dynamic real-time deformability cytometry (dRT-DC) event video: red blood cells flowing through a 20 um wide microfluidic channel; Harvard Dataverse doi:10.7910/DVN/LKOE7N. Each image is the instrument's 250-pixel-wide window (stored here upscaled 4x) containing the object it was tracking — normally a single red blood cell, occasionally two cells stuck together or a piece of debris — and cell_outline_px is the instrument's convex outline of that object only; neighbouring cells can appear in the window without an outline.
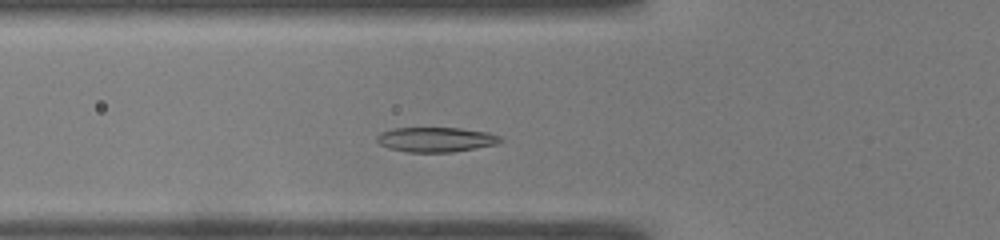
{"species": "common noctule bat (a hibernating species)", "species_latin": "Nyctalus noctula", "temperature_condition": "warm", "stored_images_in_passage": 42, "camera_frame_rate_fps": 3000, "um_per_image_px": 0.085, "animal": {"sex": "male", "body_mass_g": 19.0, "forearm_length_mm": 50.8}, "frame": {"image": 1, "passage_image": 8, "time_ms": 2.333, "image_size_px": [1000, 240], "cell_outline_px": [[504, 140], [496, 144], [452, 152], [408, 152], [388, 148], [380, 144], [376, 140], [376, 136], [380, 132], [392, 128], [460, 128], [488, 132], [500, 136]], "centroid_in_image_um": [37.03, 11.85], "position_along_channel_um": 88.8, "area_um2": 17.86}}
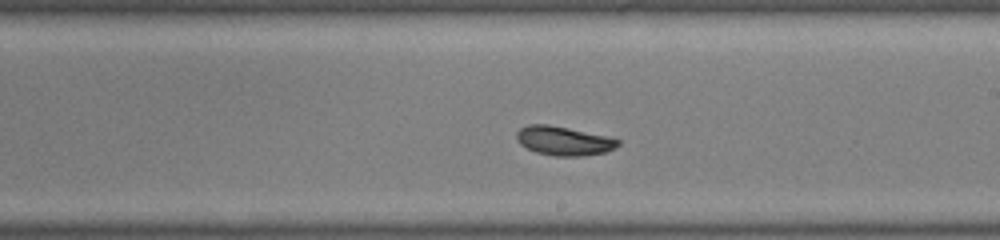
{"frame": {"image": 2, "passage_image": 20, "time_ms": 6.333, "image_size_px": [1000, 240], "cell_outline_px": [[620, 144], [604, 152], [584, 156], [556, 156], [536, 152], [520, 144], [516, 140], [516, 132], [520, 128], [528, 124], [548, 124], [608, 136], [620, 140]], "centroid_in_image_um": [47.89, 11.96], "position_along_channel_um": 241.1, "area_um2": 17.11}}
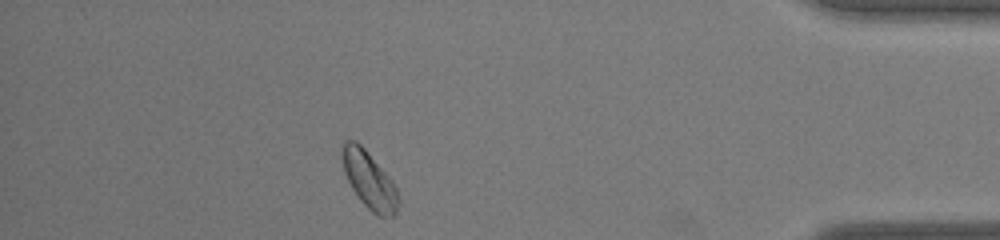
{"frame": {"image": 3, "passage_image": 36, "time_ms": 11.667, "image_size_px": [1000, 240], "cell_outline_px": [[400, 204], [396, 212], [392, 216], [376, 216], [360, 200], [352, 188], [344, 172], [340, 156], [340, 148], [348, 140], [356, 140], [364, 148], [392, 180], [396, 188], [400, 200]], "centroid_in_image_um": [31.37, 15.3], "position_along_channel_um": 403.8, "area_um2": 18.73}, "authors_computed_cell_mechanics": {"area_um2": 17.7446, "velocity_mm_per_s": 3.8181, "shape_relaxation_time_tau1_ms": null, "shape_relaxation_time_tau2_ms": 2.9945, "deformation_change_tau1": null, "deformation_change_tau2": 0.0594}}